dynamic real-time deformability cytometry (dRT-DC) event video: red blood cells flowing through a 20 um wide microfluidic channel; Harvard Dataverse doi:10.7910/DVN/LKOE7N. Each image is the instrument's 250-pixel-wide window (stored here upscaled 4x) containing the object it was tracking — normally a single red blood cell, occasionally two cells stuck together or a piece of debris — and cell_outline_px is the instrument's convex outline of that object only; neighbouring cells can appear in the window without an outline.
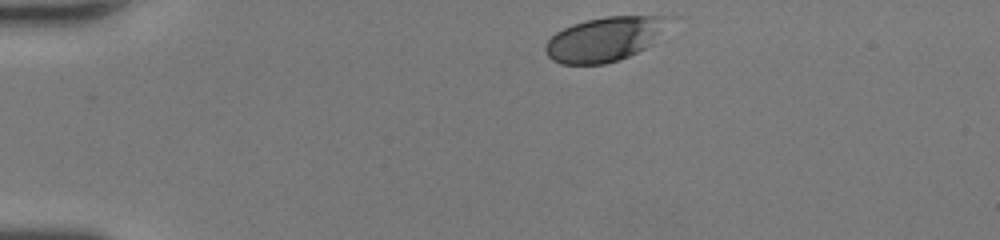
{"species": "human", "species_latin": "Homo sapiens", "temperature_condition": "room temperature", "stored_images_in_passage": 35, "camera_frame_rate_fps": 3000, "um_per_image_px": 0.085, "donor": {"sex": "female"}, "frame": {"image": 1, "passage_image": 1, "time_ms": 0.0, "image_size_px": [1000, 240], "cell_outline_px": [[680, 16], [652, 44], [620, 60], [604, 64], [560, 64], [552, 60], [548, 56], [544, 48], [544, 44], [556, 32], [572, 24], [604, 16]], "centroid_in_image_um": [51.48, 3.3], "position_along_channel_um": 33.5, "area_um2": 32.43}}
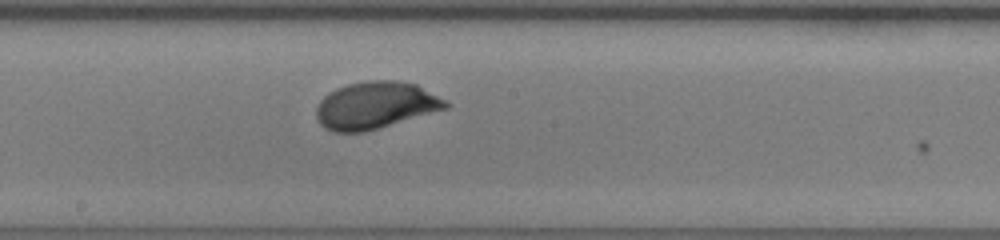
{"frame": {"image": 2, "passage_image": 19, "time_ms": 6.0, "image_size_px": [1000, 240], "cell_outline_px": [[452, 104], [448, 108], [364, 132], [332, 132], [324, 128], [320, 124], [316, 116], [316, 108], [320, 100], [328, 92], [336, 88], [348, 84], [368, 80], [396, 80], [416, 84]], "centroid_in_image_um": [31.89, 8.95], "position_along_channel_um": 216.3, "area_um2": 35.49}}
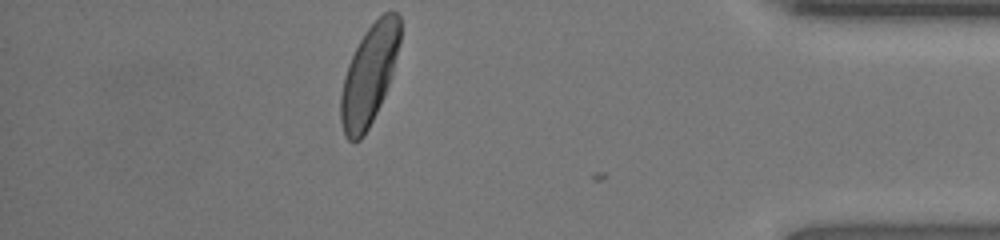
{"frame": {"image": 3, "passage_image": 35, "time_ms": 11.333, "image_size_px": [1000, 240], "cell_outline_px": [[400, 40], [392, 76], [384, 96], [364, 136], [360, 140], [348, 140], [344, 136], [340, 120], [340, 96], [344, 76], [348, 64], [360, 40], [368, 28], [384, 12], [396, 12], [400, 16]], "centroid_in_image_um": [31.37, 6.39], "position_along_channel_um": 403.8, "area_um2": 34.16}, "authors_computed_cell_mechanics": {"area_um2": 34.1598, "velocity_mm_per_s": 4.1744, "shape_relaxation_time_tau1_ms": 2.5632, "shape_relaxation_time_tau2_ms": null, "deformation_change_tau1": 0.1635, "deformation_change_tau2": null}}